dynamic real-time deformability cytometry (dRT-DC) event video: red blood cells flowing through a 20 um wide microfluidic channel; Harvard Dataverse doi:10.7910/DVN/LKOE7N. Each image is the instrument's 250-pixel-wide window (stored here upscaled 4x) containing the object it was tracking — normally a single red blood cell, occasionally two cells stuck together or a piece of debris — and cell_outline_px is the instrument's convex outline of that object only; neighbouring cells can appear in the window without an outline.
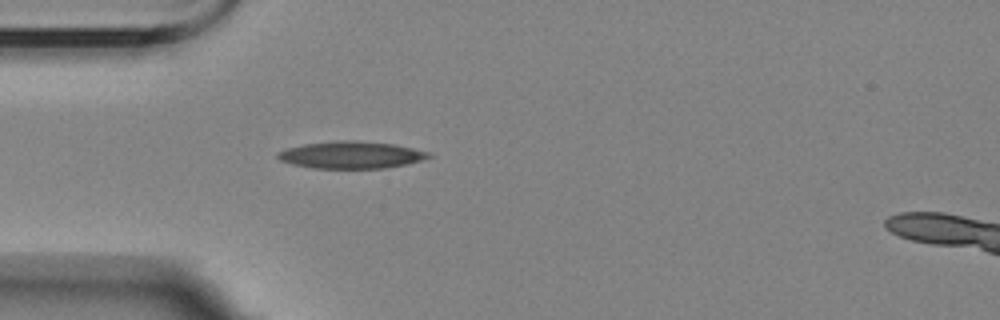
{"species": "Egyptian fruit bat (a non-hibernating species)", "species_latin": "Rousettus aegyptiacus", "temperature_condition": "room temperature", "stored_images_in_passage": 3, "camera_frame_rate_fps": 3000, "um_per_image_px": 0.085, "animal": {"sex": "female"}, "frame": {"image": 1, "passage_image": 3, "time_ms": 3.0, "image_size_px": [1000, 320], "cell_outline_px": [[432, 156], [420, 160], [404, 164], [384, 168], [312, 168], [292, 164], [280, 160], [276, 156], [280, 152], [288, 148], [304, 144], [344, 140], [352, 140], [392, 144], [412, 148], [428, 152]], "centroid_in_image_um": [29.82, 13.17], "position_along_channel_um": 55.2, "area_um2": 23.35}}